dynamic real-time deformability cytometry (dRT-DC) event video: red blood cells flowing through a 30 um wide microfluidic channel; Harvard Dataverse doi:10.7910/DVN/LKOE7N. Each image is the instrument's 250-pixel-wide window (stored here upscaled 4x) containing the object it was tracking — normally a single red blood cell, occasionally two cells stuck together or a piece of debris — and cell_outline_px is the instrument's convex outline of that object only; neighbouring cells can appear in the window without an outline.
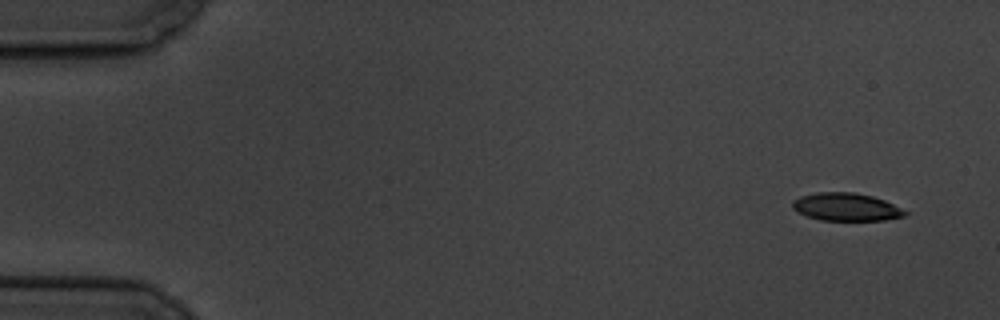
{"species": "common noctule bat (a hibernating species)", "species_latin": "Nyctalus noctula", "temperature_condition": "cold", "stored_images_in_passage": 5, "camera_frame_rate_fps": 3000, "um_per_image_px": 0.085, "animal": {"sex": "male", "body_mass_g": 19.5, "forearm_length_mm": 54.6}, "frame": {"image": 1, "passage_image": 1, "time_ms": 0.0, "image_size_px": [1000, 320], "cell_outline_px": [[908, 212], [904, 216], [884, 220], [820, 220], [808, 216], [792, 208], [792, 200], [800, 196], [816, 192], [856, 192], [872, 196], [884, 200]], "centroid_in_image_um": [71.9, 17.58], "position_along_channel_um": 13.1, "area_um2": 18.15}}
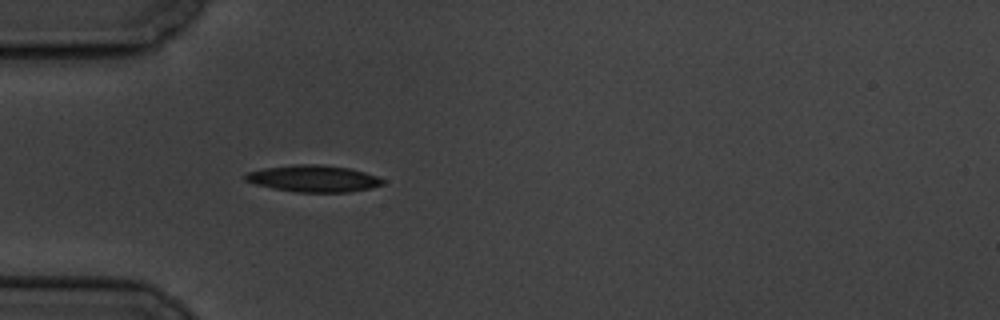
{"frame": {"image": 2, "passage_image": 5, "time_ms": 4.667, "image_size_px": [1000, 320], "cell_outline_px": [[384, 184], [372, 188], [348, 192], [296, 192], [256, 184], [244, 180], [244, 176], [248, 172], [264, 168], [292, 164], [320, 164], [348, 168], [364, 172], [376, 176], [384, 180]], "centroid_in_image_um": [26.66, 15.17], "position_along_channel_um": 58.3, "area_um2": 21.27}}